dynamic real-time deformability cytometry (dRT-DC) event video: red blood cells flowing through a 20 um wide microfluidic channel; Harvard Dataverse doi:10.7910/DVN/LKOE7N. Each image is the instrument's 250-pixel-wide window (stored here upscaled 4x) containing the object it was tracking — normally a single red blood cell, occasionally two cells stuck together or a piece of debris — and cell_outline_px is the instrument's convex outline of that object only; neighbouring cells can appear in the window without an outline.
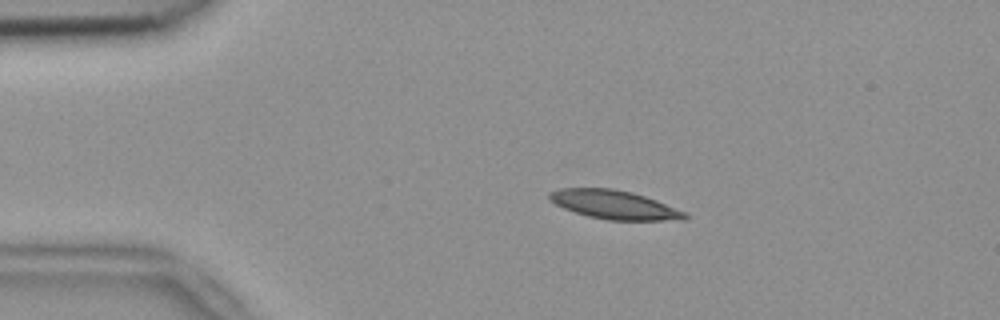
{"species": "common noctule bat (a hibernating species)", "species_latin": "Nyctalus noctula", "temperature_condition": "room temperature", "stored_images_in_passage": 44, "camera_frame_rate_fps": 3000, "um_per_image_px": 0.085, "animal": {"sex": "female", "body_mass_g": 18.4}, "frame": {"image": 1, "passage_image": 1, "time_ms": 0.0, "image_size_px": [1000, 320], "cell_outline_px": [[688, 216], [684, 220], [608, 220], [588, 216], [564, 208], [548, 200], [548, 192], [560, 188], [612, 188], [632, 192], [656, 200], [688, 212]], "centroid_in_image_um": [52.22, 17.4], "position_along_channel_um": 32.8, "area_um2": 22.77}}
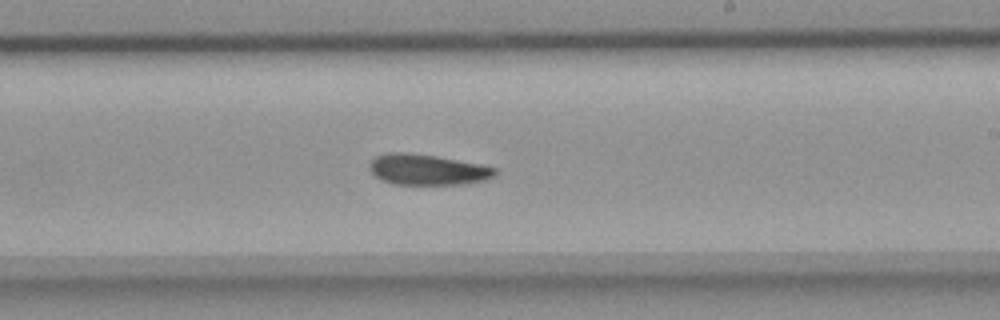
{"frame": {"image": 2, "passage_image": 22, "time_ms": 7.0, "image_size_px": [1000, 320], "cell_outline_px": [[496, 172], [488, 180], [464, 184], [392, 184], [376, 176], [368, 168], [368, 164], [376, 156], [388, 152], [408, 152], [436, 156], [496, 168]], "centroid_in_image_um": [36.29, 14.42], "position_along_channel_um": 252.7, "area_um2": 22.25}}
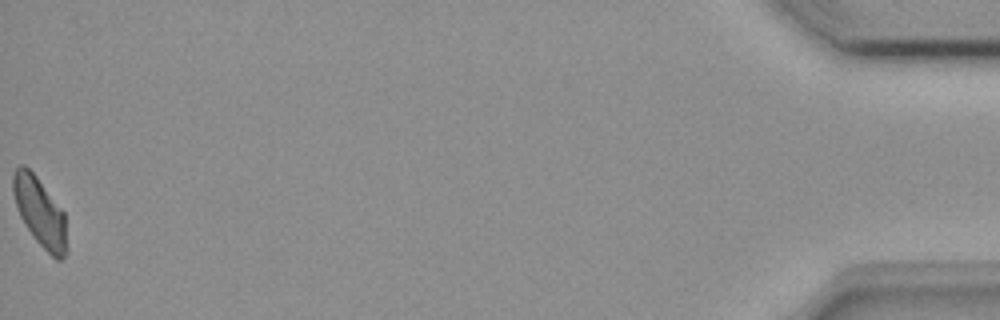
{"frame": {"image": 3, "passage_image": 44, "time_ms": 14.333, "image_size_px": [1000, 320], "cell_outline_px": [[68, 252], [60, 260], [56, 260], [32, 236], [24, 224], [20, 216], [12, 192], [12, 172], [20, 164], [24, 164], [36, 176], [64, 212], [68, 248]], "centroid_in_image_um": [3.39, 18.03], "position_along_channel_um": 431.8, "area_um2": 21.68}, "authors_computed_cell_mechanics": {"area_um2": 22.5998, "velocity_mm_per_s": 3.7901, "shape_relaxation_time_tau1_ms": 9.6556, "shape_relaxation_time_tau2_ms": 9.2164, "deformation_change_tau1": 0.1935, "deformation_change_tau2": 0.1767}}